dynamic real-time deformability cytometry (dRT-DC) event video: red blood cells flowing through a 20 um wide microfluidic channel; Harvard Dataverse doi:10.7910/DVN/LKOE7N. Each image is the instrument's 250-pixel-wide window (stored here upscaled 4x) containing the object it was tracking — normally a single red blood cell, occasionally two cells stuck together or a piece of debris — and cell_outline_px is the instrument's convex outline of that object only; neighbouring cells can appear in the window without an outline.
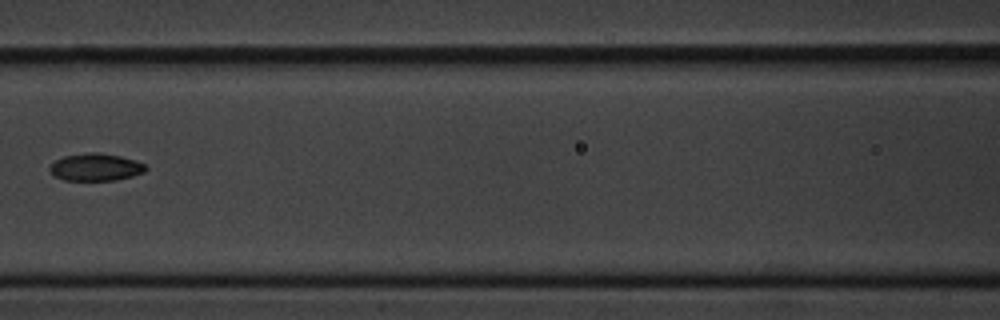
{"species": "common noctule bat (a hibernating species)", "species_latin": "Nyctalus noctula", "temperature_condition": "cold", "stored_images_in_passage": 9, "camera_frame_rate_fps": 3000, "um_per_image_px": 0.085, "animal": {"sex": "male", "body_mass_g": 20.1, "forearm_length_mm": 53.5}, "frame": {"image": 1, "passage_image": 6, "time_ms": 6.667, "image_size_px": [1000, 320], "cell_outline_px": [[148, 168], [144, 172], [132, 176], [116, 180], [64, 180], [56, 176], [48, 168], [56, 160], [64, 156], [92, 152], [100, 152], [120, 156], [136, 160], [144, 164]], "centroid_in_image_um": [8.16, 14.2], "position_along_channel_um": 158.4, "area_um2": 15.2}}
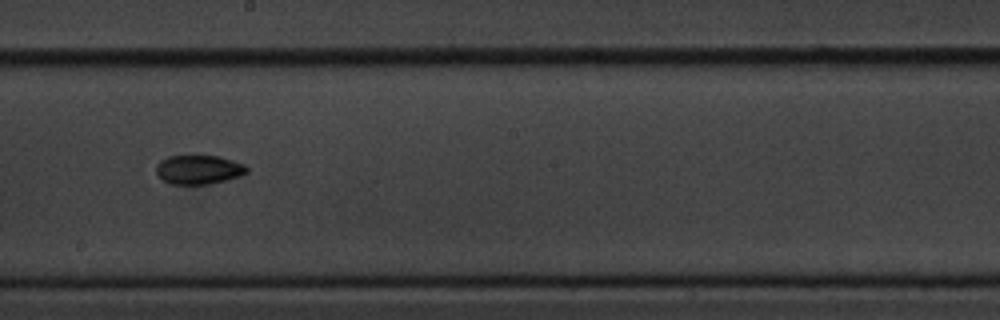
{"frame": {"image": 2, "passage_image": 8, "time_ms": 8.667, "image_size_px": [1000, 320], "cell_outline_px": [[248, 172], [240, 176], [228, 180], [208, 184], [172, 184], [156, 176], [156, 164], [160, 160], [168, 156], [220, 156], [244, 164], [248, 168]], "centroid_in_image_um": [16.88, 14.42], "position_along_channel_um": 231.3, "area_um2": 15.49}}
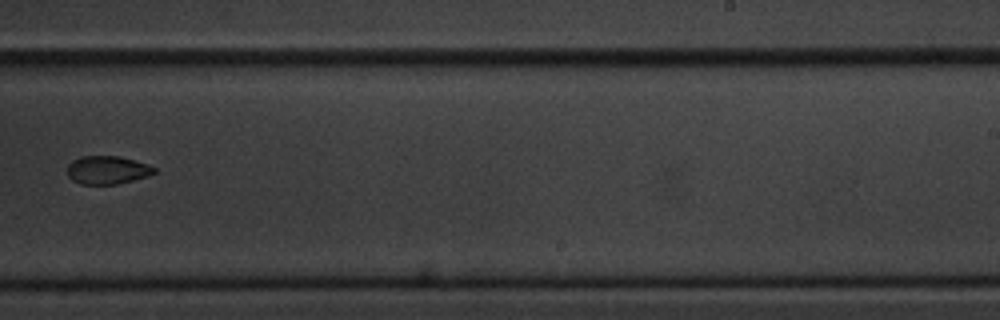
{"frame": {"image": 3, "passage_image": 9, "time_ms": 10.0, "image_size_px": [1000, 320], "cell_outline_px": [[156, 172], [148, 176], [116, 184], [80, 184], [72, 180], [68, 176], [68, 164], [72, 160], [80, 156], [116, 156], [148, 164], [156, 168]], "centroid_in_image_um": [9.1, 14.45], "position_along_channel_um": 279.9, "area_um2": 14.22}}